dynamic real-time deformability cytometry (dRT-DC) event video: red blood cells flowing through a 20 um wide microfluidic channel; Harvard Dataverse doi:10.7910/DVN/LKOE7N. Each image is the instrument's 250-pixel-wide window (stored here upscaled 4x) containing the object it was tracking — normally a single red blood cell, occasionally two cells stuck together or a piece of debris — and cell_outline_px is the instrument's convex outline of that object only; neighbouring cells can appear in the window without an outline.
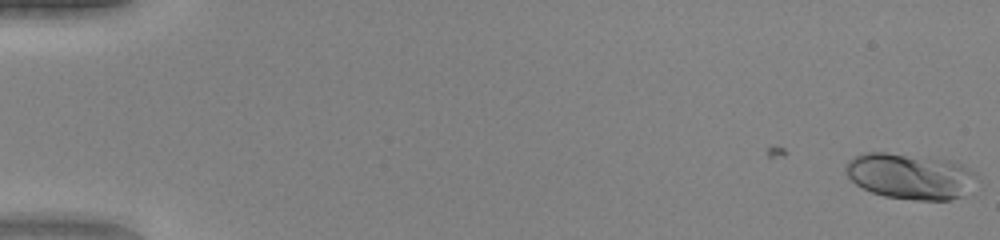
{"species": "human", "species_latin": "Homo sapiens", "temperature_condition": "warm", "stored_images_in_passage": 51, "camera_frame_rate_fps": 3000, "um_per_image_px": 0.085, "donor": {"sex": "female"}, "frame": {"image": 1, "passage_image": 1, "time_ms": 0.0, "image_size_px": [1000, 240], "cell_outline_px": [[980, 180], [960, 196], [948, 200], [916, 200], [884, 196], [872, 192], [856, 184], [844, 172], [844, 168], [848, 160], [864, 152], [884, 152], [952, 160], [976, 172]], "centroid_in_image_um": [77.38, 14.97], "position_along_channel_um": 7.6, "area_um2": 35.08}}
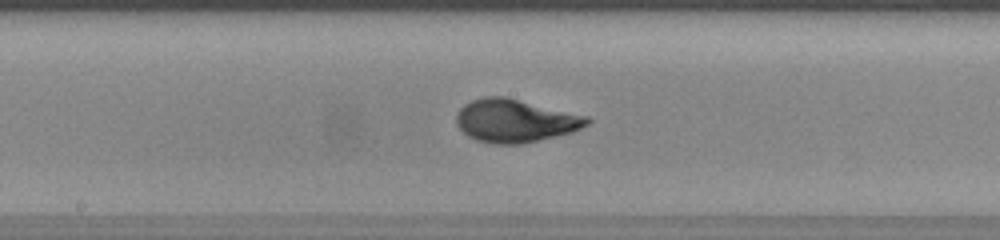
{"frame": {"image": 2, "passage_image": 28, "time_ms": 9.0, "image_size_px": [1000, 240], "cell_outline_px": [[592, 120], [588, 124], [572, 132], [520, 144], [492, 144], [476, 140], [468, 136], [456, 124], [456, 116], [460, 108], [464, 104], [472, 100], [484, 96], [504, 96], [588, 116]], "centroid_in_image_um": [43.77, 10.26], "position_along_channel_um": 204.4, "area_um2": 32.66}}
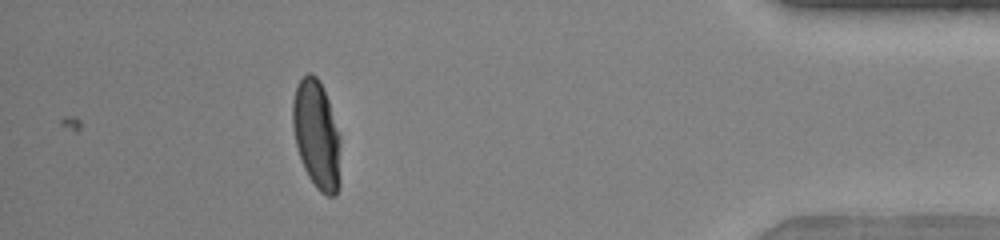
{"frame": {"image": 3, "passage_image": 46, "time_ms": 15.0, "image_size_px": [1000, 240], "cell_outline_px": [[340, 184], [336, 196], [328, 196], [320, 192], [316, 188], [308, 176], [304, 168], [296, 144], [292, 128], [292, 100], [296, 88], [300, 80], [308, 72], [312, 72], [320, 80], [328, 100], [340, 136]], "centroid_in_image_um": [26.92, 11.47], "position_along_channel_um": 408.3, "area_um2": 30.52}, "authors_computed_cell_mechanics": {"area_um2": 31.3854, "velocity_mm_per_s": 4.1424, "shape_relaxation_time_tau1_ms": 3.8855, "shape_relaxation_time_tau2_ms": null, "deformation_change_tau1": 0.2304, "deformation_change_tau2": null}}